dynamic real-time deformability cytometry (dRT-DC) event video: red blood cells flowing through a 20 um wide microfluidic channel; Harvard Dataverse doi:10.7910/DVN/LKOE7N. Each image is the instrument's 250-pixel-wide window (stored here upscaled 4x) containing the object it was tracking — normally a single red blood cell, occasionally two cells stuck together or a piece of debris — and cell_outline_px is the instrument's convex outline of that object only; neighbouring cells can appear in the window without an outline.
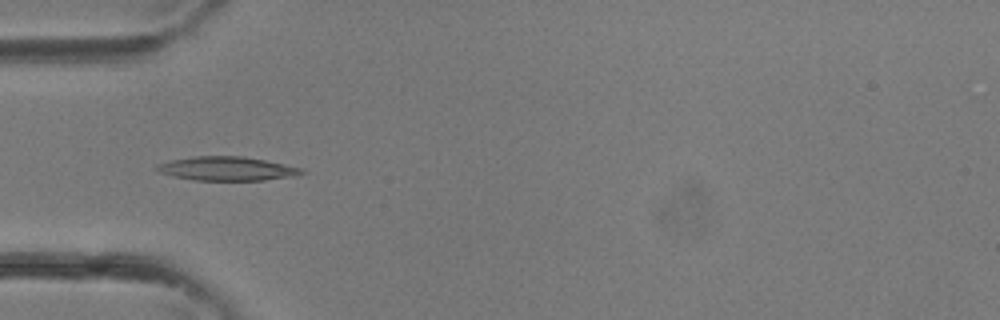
{"species": "common noctule bat (a hibernating species)", "species_latin": "Nyctalus noctula", "temperature_condition": "room temperature", "stored_images_in_passage": 36, "camera_frame_rate_fps": 3000, "um_per_image_px": 0.085, "animal": {"sex": "female"}, "frame": {"image": 1, "passage_image": 12, "time_ms": 3.667, "image_size_px": [1000, 320], "cell_outline_px": [[308, 172], [296, 176], [264, 180], [192, 180], [172, 176], [160, 172], [152, 168], [156, 164], [172, 160], [192, 156], [244, 156], [284, 164], [300, 168]], "centroid_in_image_um": [19.26, 14.33], "position_along_channel_um": 65.7, "area_um2": 20.29}}
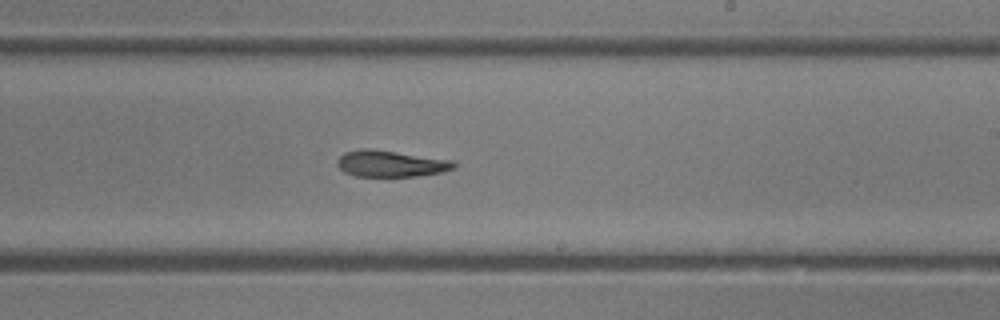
{"frame": {"image": 2, "passage_image": 22, "time_ms": 7.0, "image_size_px": [1000, 320], "cell_outline_px": [[456, 168], [440, 172], [416, 176], [356, 176], [344, 172], [336, 164], [336, 160], [344, 152], [360, 148], [368, 148], [456, 160]], "centroid_in_image_um": [33.22, 13.9], "position_along_channel_um": 255.8, "area_um2": 18.09}}
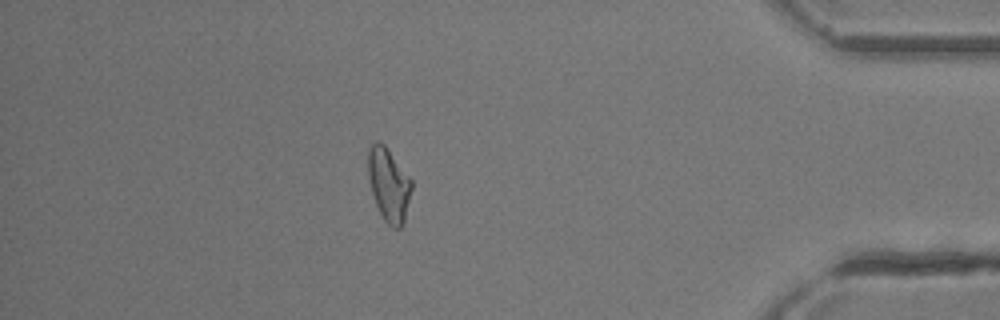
{"frame": {"image": 3, "passage_image": 32, "time_ms": 10.333, "image_size_px": [1000, 320], "cell_outline_px": [[412, 188], [404, 220], [400, 228], [392, 228], [384, 220], [376, 204], [372, 192], [368, 176], [368, 148], [376, 140], [380, 140], [384, 144], [412, 180]], "centroid_in_image_um": [33.03, 15.67], "position_along_channel_um": 402.2, "area_um2": 18.44}}